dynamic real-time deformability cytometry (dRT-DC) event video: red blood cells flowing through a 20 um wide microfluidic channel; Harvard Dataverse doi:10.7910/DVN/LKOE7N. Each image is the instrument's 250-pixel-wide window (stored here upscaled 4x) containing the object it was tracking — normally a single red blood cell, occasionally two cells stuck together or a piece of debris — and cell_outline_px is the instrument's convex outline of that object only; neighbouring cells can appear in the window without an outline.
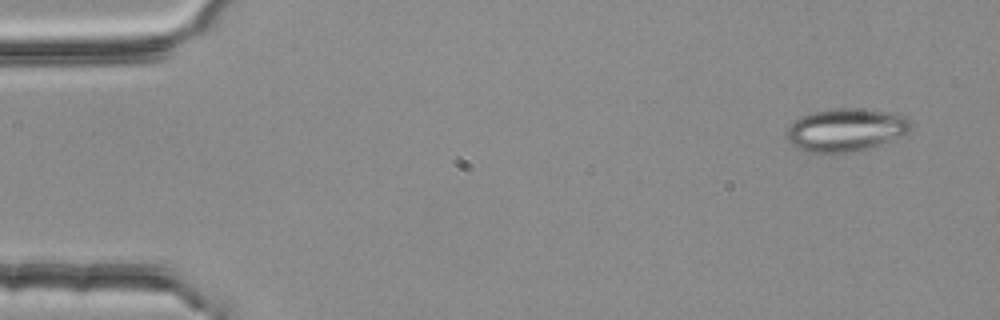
{"species": "common noctule bat (a hibernating species)", "species_latin": "Nyctalus noctula", "temperature_condition": "room temperature", "stored_images_in_passage": 5, "segment_of_instrument_passage": [1, 2], "camera_frame_rate_fps": 3000, "um_per_image_px": 0.085, "animal": {"sex": "female", "body_mass_g": 25.1}, "frame": {"image": 1, "passage_image": 1, "time_ms": 0.0, "image_size_px": [1000, 320], "cell_outline_px": [[912, 128], [888, 140], [860, 152], [808, 152], [796, 148], [788, 140], [788, 128], [800, 116], [812, 112], [832, 108], [856, 108], [888, 112], [908, 116], [912, 120]], "centroid_in_image_um": [71.89, 11.03], "position_along_channel_um": 13.1, "area_um2": 30.81}}